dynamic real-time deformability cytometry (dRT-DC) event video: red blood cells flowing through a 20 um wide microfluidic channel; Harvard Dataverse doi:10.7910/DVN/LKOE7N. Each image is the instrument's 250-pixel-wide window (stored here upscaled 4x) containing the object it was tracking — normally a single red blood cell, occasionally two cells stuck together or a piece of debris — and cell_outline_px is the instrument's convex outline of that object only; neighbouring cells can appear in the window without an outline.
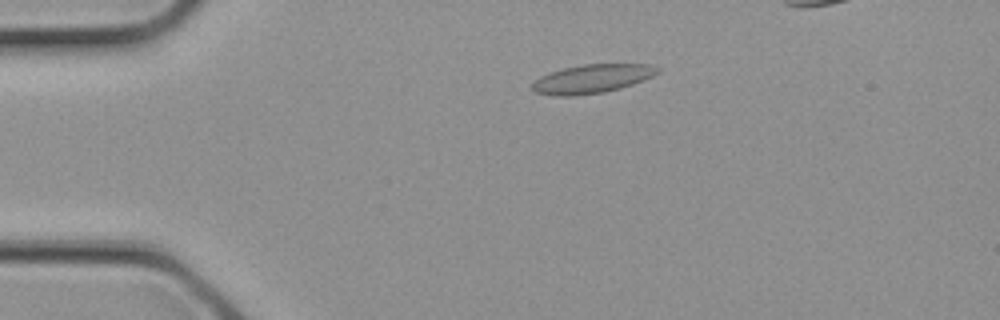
{"species": "common noctule bat (a hibernating species)", "species_latin": "Nyctalus noctula", "temperature_condition": "cold", "stored_images_in_passage": 3, "camera_frame_rate_fps": 3000, "um_per_image_px": 0.085, "animal": {"sex": "female", "body_mass_g": 21.9}, "frame": {"image": 1, "passage_image": 2, "time_ms": 0.333, "image_size_px": [1000, 320], "cell_outline_px": [[660, 72], [652, 76], [632, 84], [620, 88], [604, 92], [572, 96], [552, 96], [536, 92], [532, 88], [532, 84], [540, 76], [548, 72], [564, 68], [584, 64], [648, 64], [660, 68]], "centroid_in_image_um": [50.31, 6.69], "position_along_channel_um": 34.7, "area_um2": 20.92}}